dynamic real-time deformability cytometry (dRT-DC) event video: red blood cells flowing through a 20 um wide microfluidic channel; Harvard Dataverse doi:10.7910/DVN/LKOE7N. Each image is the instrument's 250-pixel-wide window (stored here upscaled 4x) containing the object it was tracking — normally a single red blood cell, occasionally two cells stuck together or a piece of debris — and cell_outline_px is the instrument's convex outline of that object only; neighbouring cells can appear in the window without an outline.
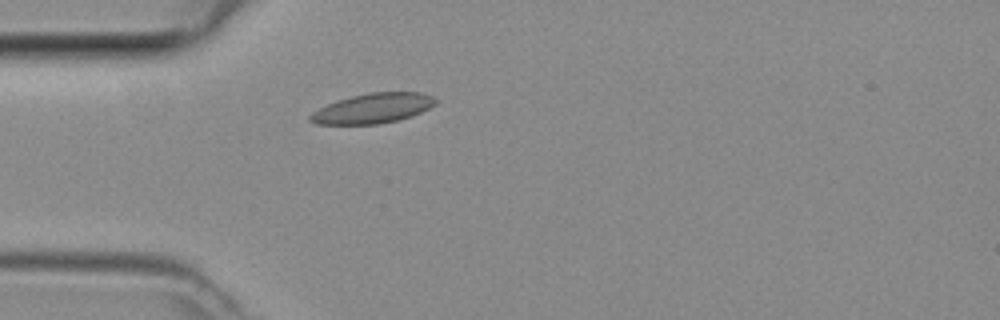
{"species": "common noctule bat (a hibernating species)", "species_latin": "Nyctalus noctula", "temperature_condition": "room temperature", "stored_images_in_passage": 29, "camera_frame_rate_fps": 3000, "um_per_image_px": 0.085, "animal": {"sex": "female", "body_mass_g": 29.2, "forearm_length_mm": 56.3}, "frame": {"image": 1, "passage_image": 2, "time_ms": 0.333, "image_size_px": [1000, 320], "cell_outline_px": [[436, 104], [412, 116], [396, 120], [376, 124], [316, 124], [308, 120], [308, 116], [312, 112], [336, 100], [368, 92], [420, 92], [432, 96], [436, 100]], "centroid_in_image_um": [31.67, 9.2], "position_along_channel_um": 53.3, "area_um2": 21.73}}
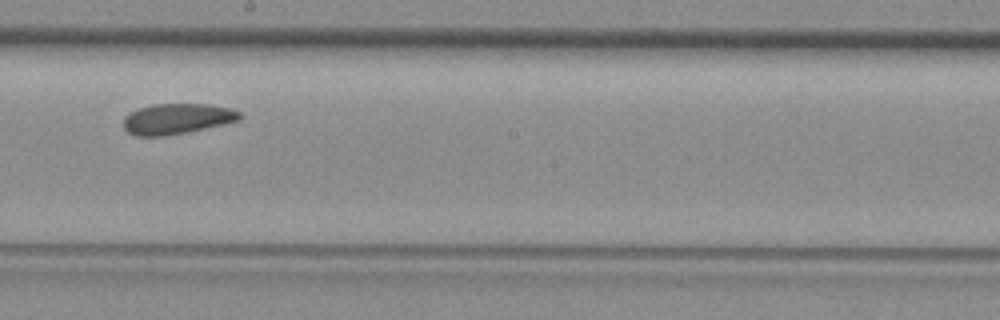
{"frame": {"image": 2, "passage_image": 15, "time_ms": 4.667, "image_size_px": [1000, 320], "cell_outline_px": [[244, 116], [240, 120], [204, 128], [164, 136], [136, 136], [128, 132], [124, 128], [124, 116], [140, 108], [156, 104], [208, 104], [228, 108], [240, 112]], "centroid_in_image_um": [15.05, 10.1], "position_along_channel_um": 233.2, "area_um2": 20.4}}
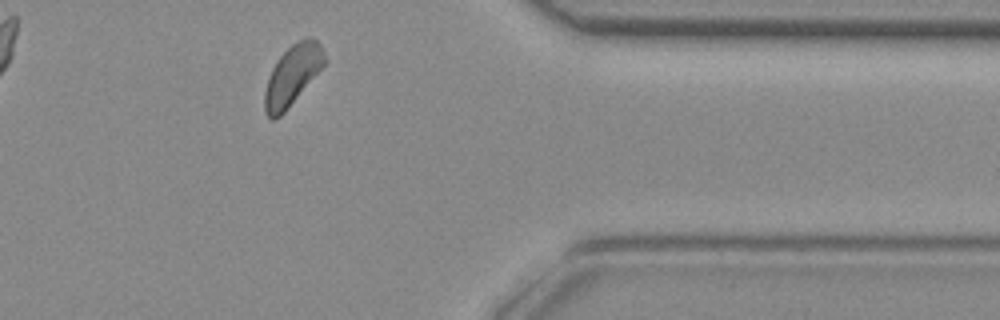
{"frame": {"image": 3, "passage_image": 27, "time_ms": 8.667, "image_size_px": [1000, 320], "cell_outline_px": [[328, 60], [284, 112], [280, 116], [272, 120], [268, 116], [264, 108], [264, 92], [268, 76], [276, 60], [296, 40], [308, 36], [312, 36], [320, 44]], "centroid_in_image_um": [24.85, 6.35], "position_along_channel_um": 386.5, "area_um2": 20.87}}